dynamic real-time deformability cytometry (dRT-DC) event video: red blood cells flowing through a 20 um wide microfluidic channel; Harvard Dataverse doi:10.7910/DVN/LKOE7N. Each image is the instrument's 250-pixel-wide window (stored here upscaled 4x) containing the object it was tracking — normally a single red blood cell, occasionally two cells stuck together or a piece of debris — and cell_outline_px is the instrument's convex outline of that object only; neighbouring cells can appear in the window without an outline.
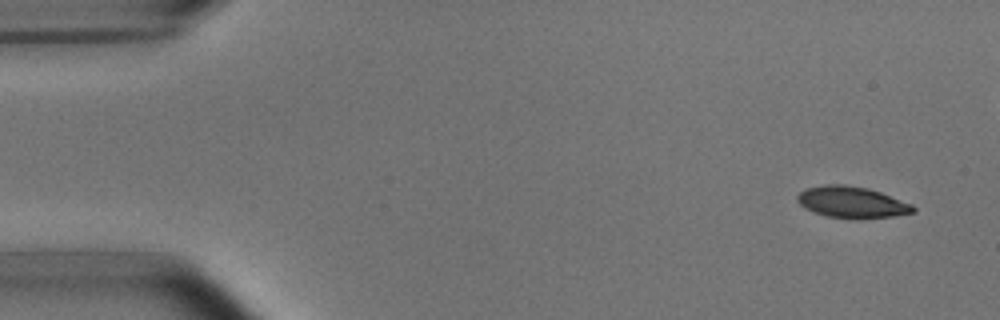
{"species": "common noctule bat (a hibernating species)", "species_latin": "Nyctalus noctula", "temperature_condition": "room temperature", "stored_images_in_passage": 10, "camera_frame_rate_fps": 3000, "um_per_image_px": 0.085, "animal": {"sex": "male", "body_mass_g": 15.6}, "frame": {"image": 1, "passage_image": 1, "time_ms": 0.0, "image_size_px": [1000, 320], "cell_outline_px": [[916, 212], [892, 216], [860, 220], [852, 220], [828, 216], [804, 208], [796, 200], [796, 196], [804, 188], [824, 184], [844, 184], [868, 188], [880, 192], [912, 204], [916, 208]], "centroid_in_image_um": [72.4, 17.19], "position_along_channel_um": 12.6, "area_um2": 21.56}}
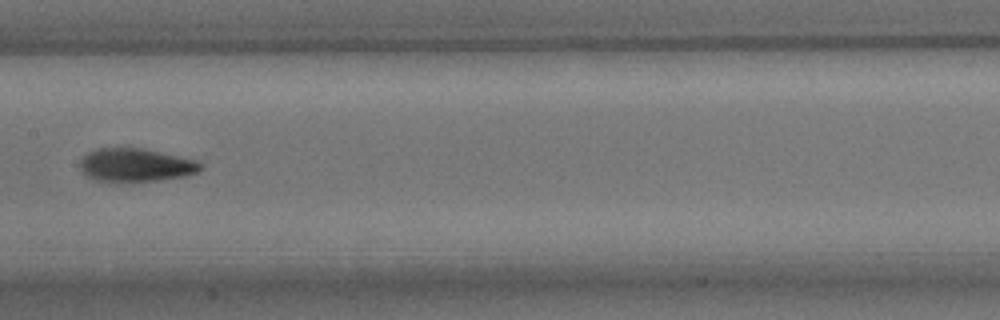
{"frame": {"image": 2, "passage_image": 7, "time_ms": 8.0, "image_size_px": [1000, 320], "cell_outline_px": [[204, 168], [196, 172], [184, 176], [160, 180], [96, 180], [88, 176], [80, 168], [80, 160], [88, 152], [96, 148], [144, 148], [200, 160], [204, 164]], "centroid_in_image_um": [11.61, 13.99], "position_along_channel_um": 195.8, "area_um2": 23.24}}
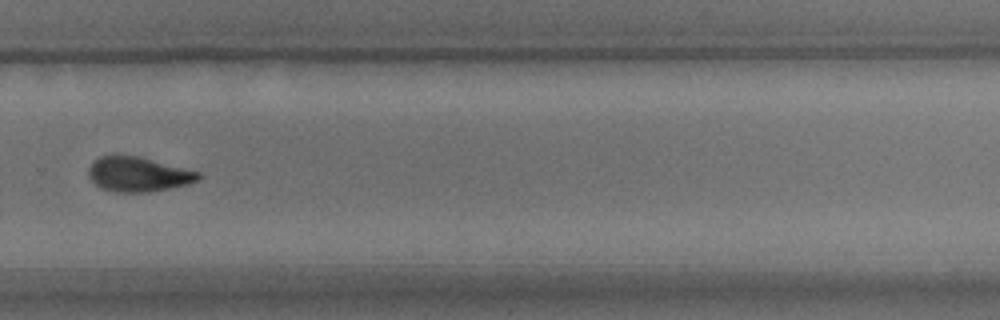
{"frame": {"image": 3, "passage_image": 10, "time_ms": 11.333, "image_size_px": [1000, 320], "cell_outline_px": [[204, 176], [188, 184], [168, 188], [144, 192], [116, 192], [100, 188], [88, 176], [88, 168], [92, 160], [100, 156], [136, 156], [200, 172]], "centroid_in_image_um": [11.71, 14.82], "position_along_channel_um": 318.1, "area_um2": 21.91}}